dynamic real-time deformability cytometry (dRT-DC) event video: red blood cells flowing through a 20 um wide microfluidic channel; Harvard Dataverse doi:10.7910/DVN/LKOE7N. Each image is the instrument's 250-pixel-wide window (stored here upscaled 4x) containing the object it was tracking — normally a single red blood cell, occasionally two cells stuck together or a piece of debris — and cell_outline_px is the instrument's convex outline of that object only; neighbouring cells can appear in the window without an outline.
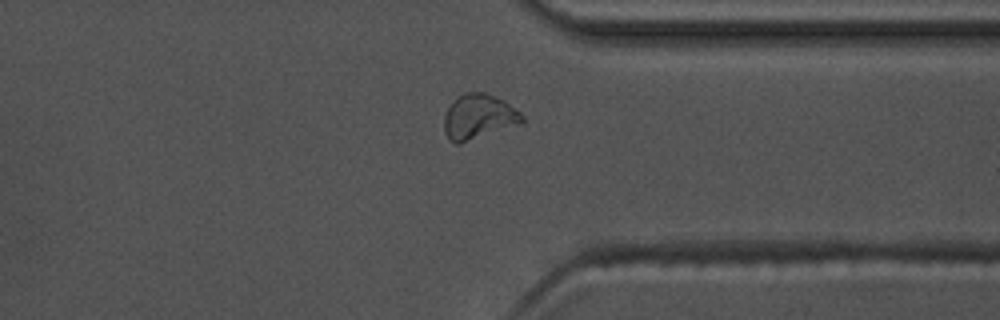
{"species": "common noctule bat (a hibernating species)", "species_latin": "Nyctalus noctula", "temperature_condition": "warm", "stored_images_in_passage": 39, "camera_frame_rate_fps": 3000, "um_per_image_px": 0.085, "animal": {"sex": "male", "body_mass_g": 17.5, "forearm_length_mm": 52.3}, "frame": {"image": 1, "passage_image": 26, "time_ms": 8.333, "image_size_px": [1000, 320], "cell_outline_px": [[524, 120], [520, 124], [460, 144], [456, 144], [448, 140], [444, 132], [444, 112], [464, 92], [484, 92], [504, 100], [520, 112], [524, 116]], "centroid_in_image_um": [40.68, 9.95], "position_along_channel_um": 370.7, "area_um2": 20.46}}
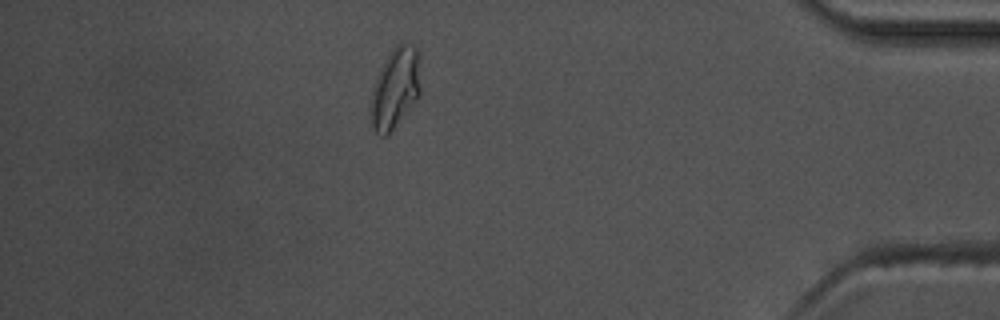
{"frame": {"image": 2, "passage_image": 32, "time_ms": 10.333, "image_size_px": [1000, 320], "cell_outline_px": [[420, 96], [412, 108], [388, 136], [380, 136], [372, 128], [368, 116], [368, 112], [372, 88], [376, 76], [380, 68], [392, 48], [404, 40], [412, 44], [420, 52]], "centroid_in_image_um": [33.59, 7.52], "position_along_channel_um": 401.6, "area_um2": 24.68}}